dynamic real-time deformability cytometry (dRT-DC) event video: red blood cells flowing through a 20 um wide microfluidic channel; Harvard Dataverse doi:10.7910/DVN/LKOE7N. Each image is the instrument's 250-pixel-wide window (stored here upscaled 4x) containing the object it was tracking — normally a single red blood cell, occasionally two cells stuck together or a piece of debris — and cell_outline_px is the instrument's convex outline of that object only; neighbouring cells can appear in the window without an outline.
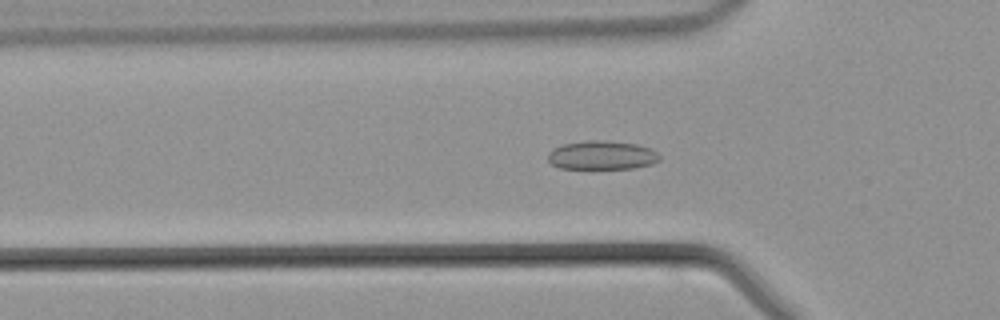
{"species": "common noctule bat (a hibernating species)", "species_latin": "Nyctalus noctula", "temperature_condition": "warm", "stored_images_in_passage": 44, "camera_frame_rate_fps": 3000, "um_per_image_px": 0.085, "animal": {"sex": "male", "body_mass_g": 21.5, "forearm_length_mm": 52.0}, "frame": {"image": 1, "passage_image": 14, "time_ms": 4.333, "image_size_px": [1000, 320], "cell_outline_px": [[660, 160], [652, 164], [632, 168], [560, 168], [552, 164], [548, 160], [548, 152], [552, 148], [564, 144], [584, 140], [604, 140], [636, 144], [652, 148], [660, 156]], "centroid_in_image_um": [51.16, 13.18], "position_along_channel_um": 74.6, "area_um2": 18.79}}
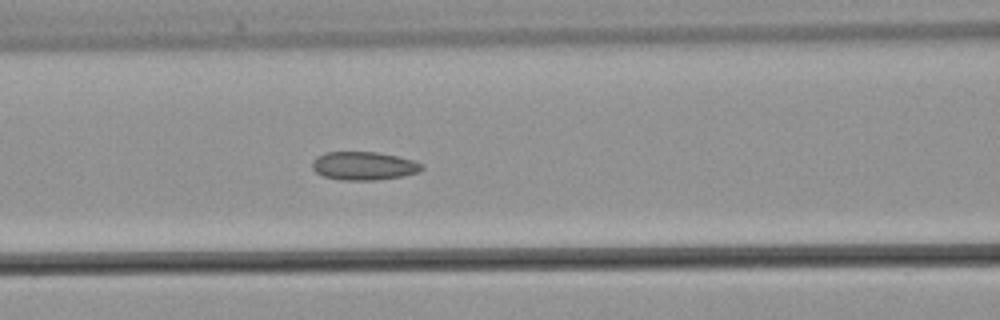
{"frame": {"image": 2, "passage_image": 18, "time_ms": 5.667, "image_size_px": [1000, 320], "cell_outline_px": [[424, 168], [420, 172], [404, 176], [372, 180], [340, 180], [324, 176], [316, 172], [312, 168], [312, 160], [316, 156], [324, 152], [376, 152], [396, 156], [412, 160], [424, 164]], "centroid_in_image_um": [30.92, 14.1], "position_along_channel_um": 135.7, "area_um2": 18.21}}
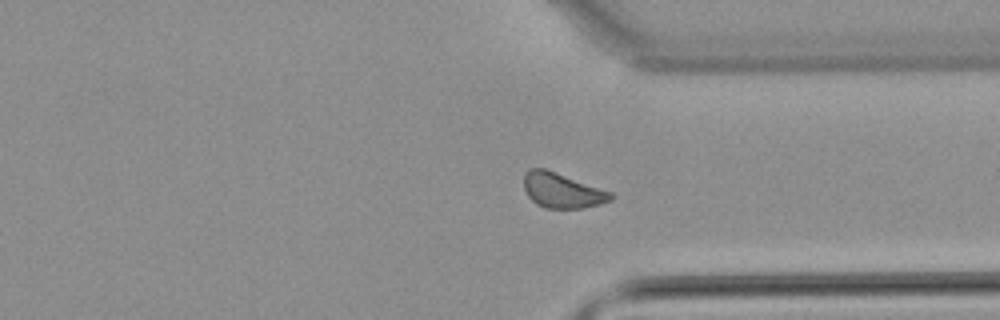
{"frame": {"image": 3, "passage_image": 33, "time_ms": 10.667, "image_size_px": [1000, 320], "cell_outline_px": [[616, 196], [612, 200], [600, 204], [584, 208], [544, 208], [536, 204], [528, 196], [524, 188], [524, 176], [532, 168], [544, 168], [556, 172], [612, 192]], "centroid_in_image_um": [47.81, 16.21], "position_along_channel_um": 363.6, "area_um2": 17.69}}